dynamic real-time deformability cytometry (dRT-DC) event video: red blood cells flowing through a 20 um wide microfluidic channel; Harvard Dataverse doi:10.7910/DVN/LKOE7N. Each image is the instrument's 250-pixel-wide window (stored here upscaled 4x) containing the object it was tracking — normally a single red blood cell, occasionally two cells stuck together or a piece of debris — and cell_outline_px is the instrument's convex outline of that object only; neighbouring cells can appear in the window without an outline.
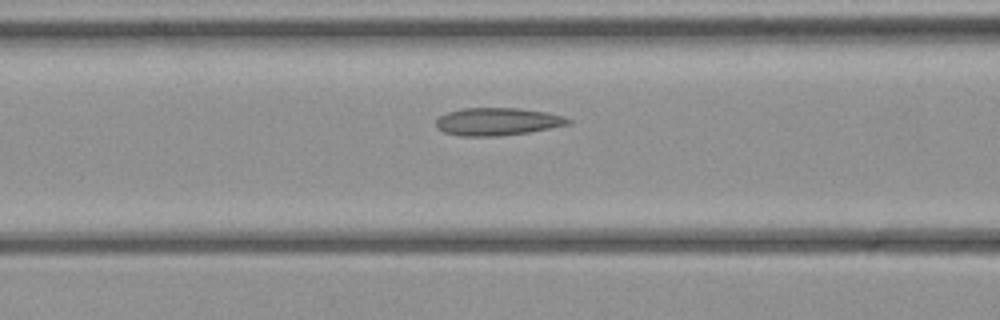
{"species": "common noctule bat (a hibernating species)", "species_latin": "Nyctalus noctula", "temperature_condition": "cold", "stored_images_in_passage": 17, "camera_frame_rate_fps": 3000, "um_per_image_px": 0.085, "animal": {"sex": "female", "body_mass_g": 21.9}, "frame": {"image": 1, "passage_image": 15, "time_ms": 4.667, "image_size_px": [1000, 320], "cell_outline_px": [[572, 124], [528, 132], [500, 136], [460, 136], [444, 132], [436, 128], [436, 120], [440, 116], [448, 112], [464, 108], [520, 108], [544, 112], [564, 116], [572, 120]], "centroid_in_image_um": [42.29, 10.34], "position_along_channel_um": 124.3, "area_um2": 21.33}}